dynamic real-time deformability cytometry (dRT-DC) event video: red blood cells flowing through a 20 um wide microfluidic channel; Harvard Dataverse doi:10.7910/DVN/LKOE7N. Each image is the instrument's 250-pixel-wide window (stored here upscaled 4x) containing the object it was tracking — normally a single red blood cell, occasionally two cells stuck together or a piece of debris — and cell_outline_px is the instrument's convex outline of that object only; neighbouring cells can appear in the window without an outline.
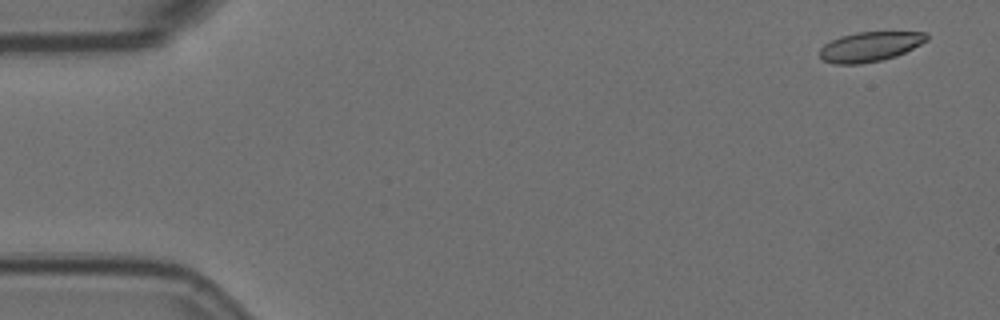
{"species": "Egyptian fruit bat (a non-hibernating species)", "species_latin": "Rousettus aegyptiacus", "temperature_condition": "room temperature", "stored_images_in_passage": 11, "camera_frame_rate_fps": 3000, "um_per_image_px": 0.085, "animal": {"sex": "female"}, "frame": {"image": 1, "passage_image": 1, "time_ms": 0.0, "image_size_px": [1000, 320], "cell_outline_px": [[928, 40], [896, 56], [880, 60], [860, 64], [836, 64], [824, 60], [820, 56], [820, 48], [824, 44], [840, 36], [856, 32], [928, 32]], "centroid_in_image_um": [73.94, 3.95], "position_along_channel_um": 11.1, "area_um2": 18.38}}
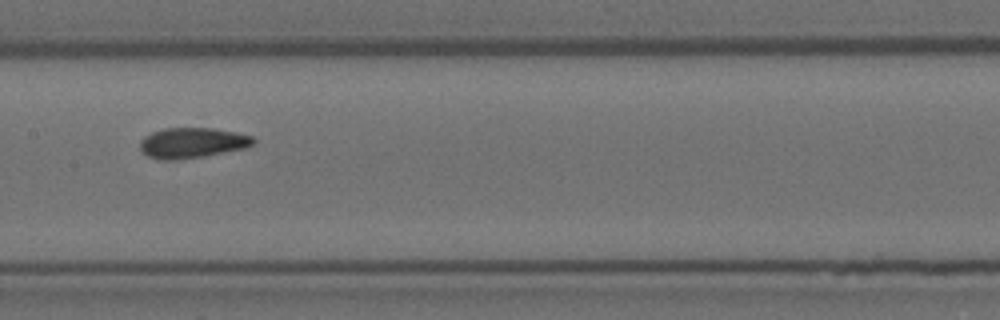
{"frame": {"image": 2, "passage_image": 7, "time_ms": 2.0, "image_size_px": [1000, 320], "cell_outline_px": [[256, 140], [252, 144], [244, 148], [200, 156], [148, 156], [140, 148], [140, 140], [144, 136], [152, 132], [164, 128], [216, 128], [236, 132], [252, 136]], "centroid_in_image_um": [16.4, 12.06], "position_along_channel_um": 191.0, "area_um2": 18.9}}
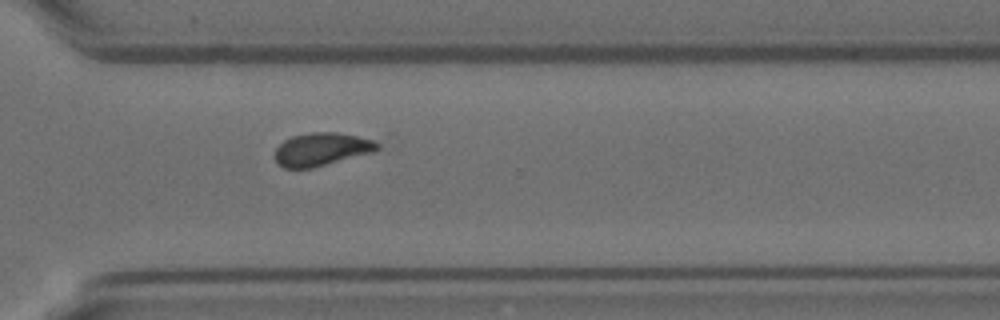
{"frame": {"image": 3, "passage_image": 11, "time_ms": 3.333, "image_size_px": [1000, 320], "cell_outline_px": [[380, 148], [376, 152], [312, 168], [284, 168], [272, 156], [276, 148], [284, 140], [292, 136], [312, 132], [336, 132], [356, 136], [372, 140], [380, 144]], "centroid_in_image_um": [27.34, 12.69], "position_along_channel_um": 343.3, "area_um2": 19.88}}